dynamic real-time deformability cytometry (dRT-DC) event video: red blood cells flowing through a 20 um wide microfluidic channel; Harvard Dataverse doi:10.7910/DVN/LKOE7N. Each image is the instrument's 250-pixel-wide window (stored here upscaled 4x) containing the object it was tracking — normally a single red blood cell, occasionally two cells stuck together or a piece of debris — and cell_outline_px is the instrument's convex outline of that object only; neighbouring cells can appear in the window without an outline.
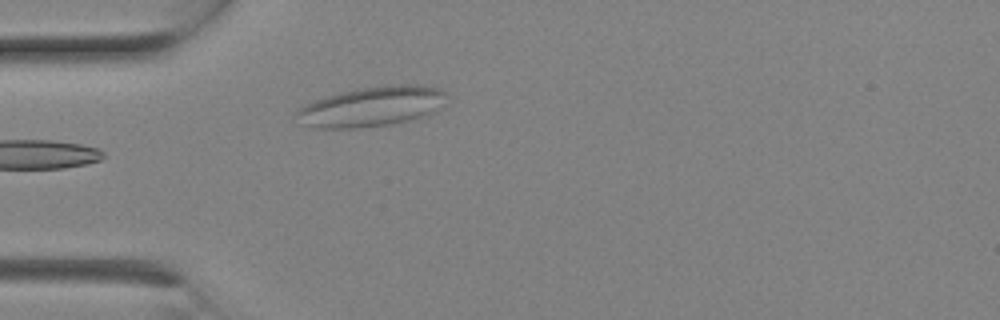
{"species": "Egyptian fruit bat (a non-hibernating species)", "species_latin": "Rousettus aegyptiacus", "temperature_condition": "room temperature", "stored_images_in_passage": 8, "camera_frame_rate_fps": 3000, "um_per_image_px": 0.085, "animal": {"sex": "female"}, "frame": {"image": 1, "passage_image": 8, "time_ms": 2.333, "image_size_px": [1000, 320], "cell_outline_px": [[444, 92], [436, 108], [428, 116], [388, 124], [356, 128], [312, 128], [296, 112], [304, 104], [312, 100], [340, 92], [360, 88], [384, 84], [420, 84], [440, 88]], "centroid_in_image_um": [31.58, 9.03], "position_along_channel_um": 53.4, "area_um2": 34.28}}